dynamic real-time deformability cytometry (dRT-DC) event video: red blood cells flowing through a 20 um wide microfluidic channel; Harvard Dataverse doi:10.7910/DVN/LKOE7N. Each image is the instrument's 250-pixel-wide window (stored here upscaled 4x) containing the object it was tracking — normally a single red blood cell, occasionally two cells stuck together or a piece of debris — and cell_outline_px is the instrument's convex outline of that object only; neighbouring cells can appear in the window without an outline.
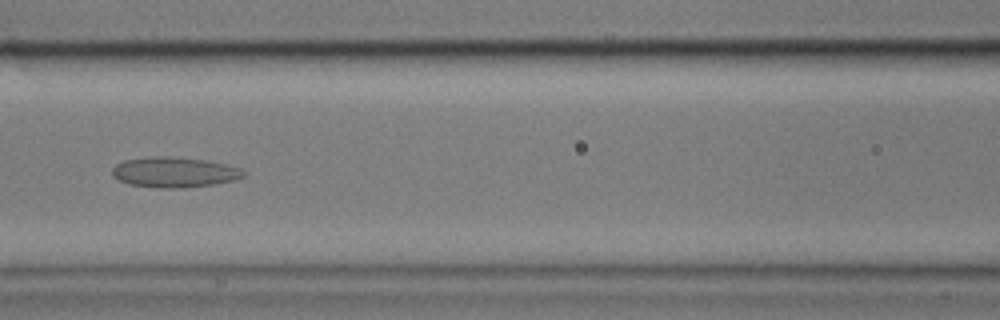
{"species": "common noctule bat (a hibernating species)", "species_latin": "Nyctalus noctula", "temperature_condition": "cold", "stored_images_in_passage": 46, "camera_frame_rate_fps": 3000, "um_per_image_px": 0.085, "animal": {"sex": "male", "body_mass_g": 17.9}, "frame": {"image": 1, "passage_image": 12, "time_ms": 3.667, "image_size_px": [1000, 320], "cell_outline_px": [[244, 176], [232, 180], [212, 184], [184, 188], [160, 188], [128, 184], [112, 176], [112, 168], [116, 164], [124, 160], [152, 156], [168, 156], [204, 160], [224, 164], [240, 168], [244, 172]], "centroid_in_image_um": [14.76, 14.64], "position_along_channel_um": 151.8, "area_um2": 23.0}}
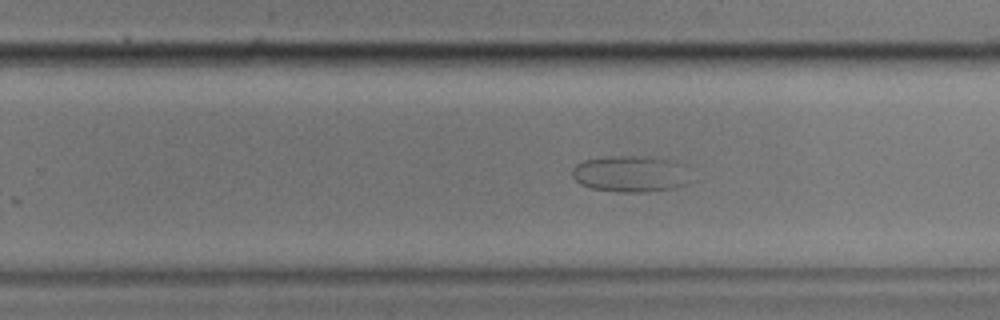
{"frame": {"image": 2, "passage_image": 23, "time_ms": 7.333, "image_size_px": [1000, 320], "cell_outline_px": [[688, 184], [672, 188], [648, 192], [620, 192], [588, 188], [580, 184], [572, 176], [572, 168], [576, 164], [584, 160], [608, 156], [636, 156], [672, 160], [684, 164]], "centroid_in_image_um": [53.54, 14.78], "position_along_channel_um": 276.3, "area_um2": 25.09}}
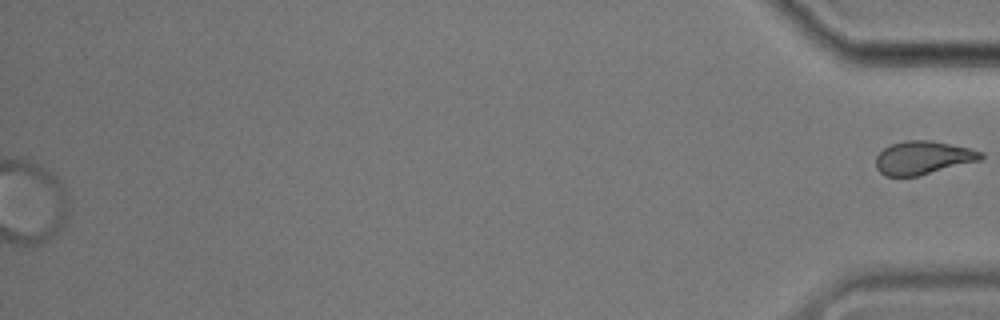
{"frame": {"image": 3, "passage_image": 46, "time_ms": 15.0, "image_size_px": [1000, 320], "cell_outline_px": [[984, 156], [980, 160], [916, 176], [884, 176], [876, 168], [876, 156], [884, 148], [892, 144], [904, 140], [928, 140], [972, 148], [984, 152]], "centroid_in_image_um": [78.45, 13.4], "position_along_channel_um": 356.7, "area_um2": 20.29}}